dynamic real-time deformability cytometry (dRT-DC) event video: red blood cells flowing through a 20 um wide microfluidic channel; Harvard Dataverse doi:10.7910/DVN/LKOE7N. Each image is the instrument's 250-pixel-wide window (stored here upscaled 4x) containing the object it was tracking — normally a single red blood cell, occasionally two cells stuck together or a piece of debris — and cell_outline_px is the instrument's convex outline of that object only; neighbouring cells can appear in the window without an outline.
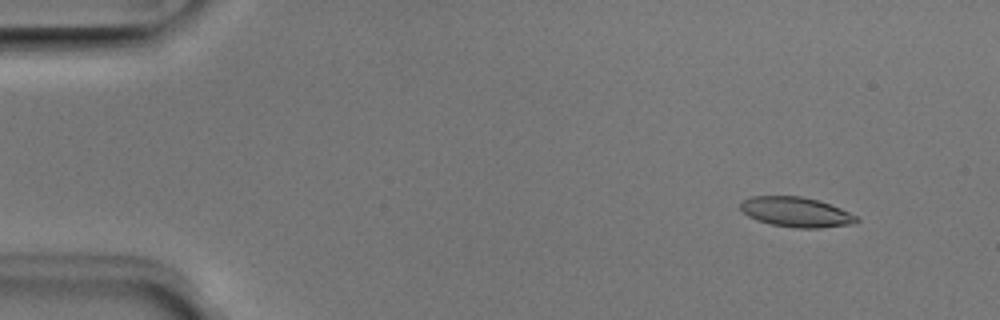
{"species": "Egyptian fruit bat (a non-hibernating species)", "species_latin": "Rousettus aegyptiacus", "temperature_condition": "room temperature", "stored_images_in_passage": 51, "camera_frame_rate_fps": 3000, "um_per_image_px": 0.085, "animal": {"sex": "male"}, "frame": {"image": 1, "passage_image": 5, "time_ms": 1.333, "image_size_px": [1000, 320], "cell_outline_px": [[860, 220], [852, 224], [820, 228], [796, 228], [772, 224], [756, 220], [748, 216], [740, 208], [740, 204], [744, 200], [752, 196], [800, 196], [820, 200], [840, 208], [856, 216]], "centroid_in_image_um": [67.67, 18.02], "position_along_channel_um": 17.3, "area_um2": 20.17}}
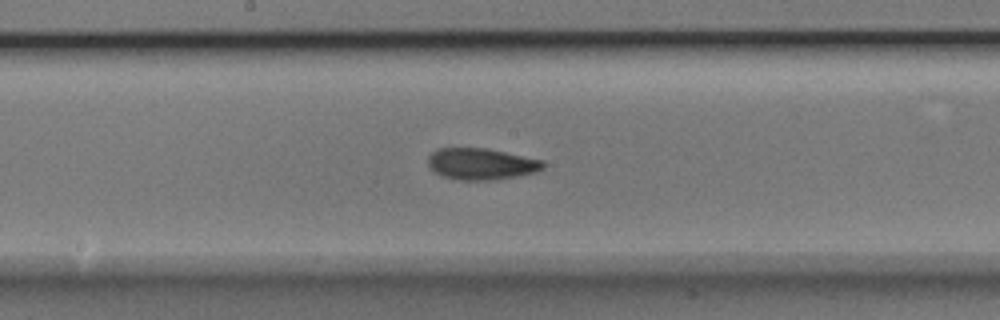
{"frame": {"image": 2, "passage_image": 27, "time_ms": 8.667, "image_size_px": [1000, 320], "cell_outline_px": [[544, 168], [536, 172], [520, 176], [492, 180], [460, 180], [444, 176], [428, 168], [428, 156], [436, 148], [484, 148], [544, 160]], "centroid_in_image_um": [40.9, 13.94], "position_along_channel_um": 207.3, "area_um2": 21.15}}
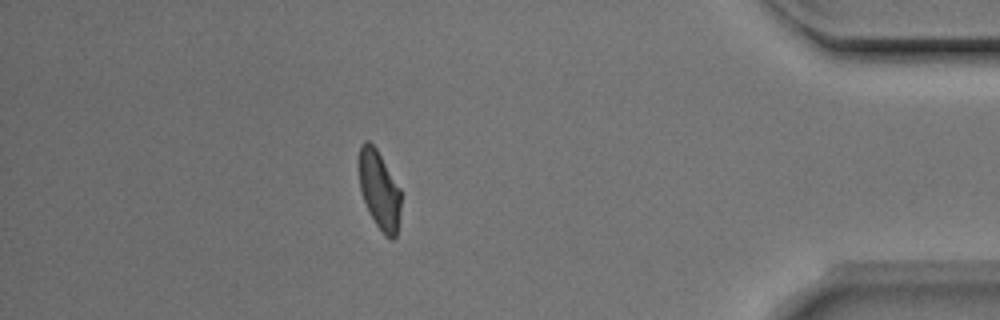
{"frame": {"image": 3, "passage_image": 45, "time_ms": 14.667, "image_size_px": [1000, 320], "cell_outline_px": [[400, 208], [396, 236], [392, 240], [384, 236], [368, 212], [360, 188], [360, 144], [364, 140], [368, 140], [376, 148], [400, 188]], "centroid_in_image_um": [32.24, 16.17], "position_along_channel_um": 403.0, "area_um2": 18.9}, "authors_computed_cell_mechanics": {"area_um2": 20.4034, "velocity_mm_per_s": 3.9607, "shape_relaxation_time_tau1_ms": 9.98, "shape_relaxation_time_tau2_ms": 2.5993, "deformation_change_tau1": 0.2197, "deformation_change_tau2": 0.0989}}